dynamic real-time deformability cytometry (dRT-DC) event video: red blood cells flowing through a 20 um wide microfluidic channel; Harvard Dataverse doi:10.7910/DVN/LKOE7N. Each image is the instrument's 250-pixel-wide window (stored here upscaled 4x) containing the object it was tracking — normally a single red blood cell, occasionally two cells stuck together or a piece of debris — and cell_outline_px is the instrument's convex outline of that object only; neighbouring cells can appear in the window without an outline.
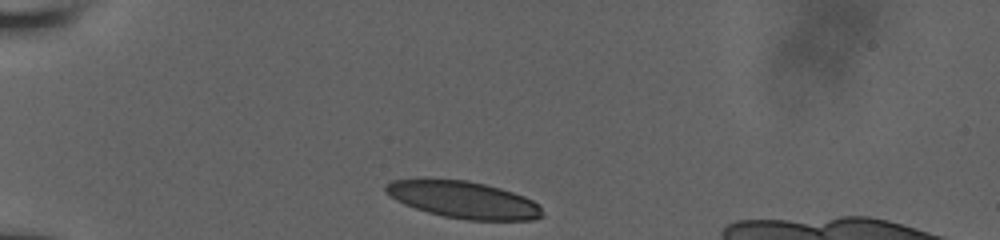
{"species": "human", "species_latin": "Homo sapiens", "temperature_condition": "room temperature", "stored_images_in_passage": 30, "camera_frame_rate_fps": 3000, "um_per_image_px": 0.085, "donor": {"sex": "male"}, "frame": {"image": 1, "passage_image": 1, "time_ms": 0.0, "image_size_px": [1000, 240], "cell_outline_px": [[544, 216], [532, 220], [468, 220], [444, 216], [428, 212], [404, 204], [396, 200], [384, 192], [384, 184], [392, 180], [468, 180], [500, 188], [524, 196], [540, 204], [544, 212]], "centroid_in_image_um": [39.43, 16.99], "position_along_channel_um": 45.6, "area_um2": 33.58}}
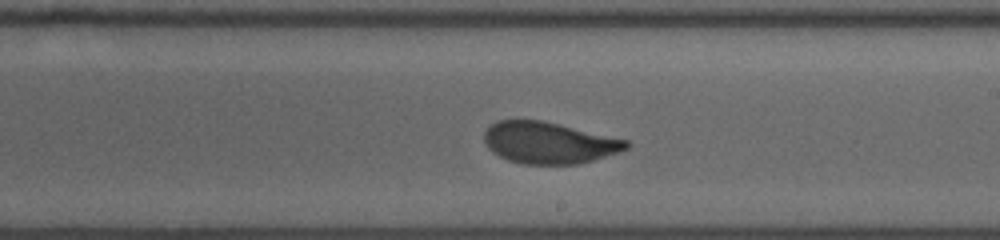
{"frame": {"image": 2, "passage_image": 17, "time_ms": 6.0, "image_size_px": [1000, 240], "cell_outline_px": [[632, 144], [628, 148], [620, 152], [592, 160], [576, 164], [520, 164], [508, 160], [492, 152], [488, 148], [484, 140], [484, 132], [496, 120], [540, 120], [628, 140]], "centroid_in_image_um": [46.65, 12.14], "position_along_channel_um": 242.4, "area_um2": 34.28}}
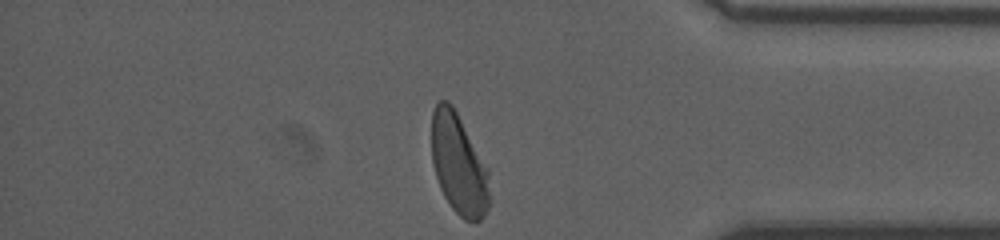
{"frame": {"image": 3, "passage_image": 29, "time_ms": 10.333, "image_size_px": [1000, 240], "cell_outline_px": [[492, 200], [484, 216], [480, 220], [464, 220], [452, 208], [444, 196], [440, 188], [436, 176], [432, 160], [432, 112], [436, 104], [440, 100], [448, 100], [452, 104], [488, 168]], "centroid_in_image_um": [39.02, 13.99], "position_along_channel_um": 396.2, "area_um2": 34.16}}